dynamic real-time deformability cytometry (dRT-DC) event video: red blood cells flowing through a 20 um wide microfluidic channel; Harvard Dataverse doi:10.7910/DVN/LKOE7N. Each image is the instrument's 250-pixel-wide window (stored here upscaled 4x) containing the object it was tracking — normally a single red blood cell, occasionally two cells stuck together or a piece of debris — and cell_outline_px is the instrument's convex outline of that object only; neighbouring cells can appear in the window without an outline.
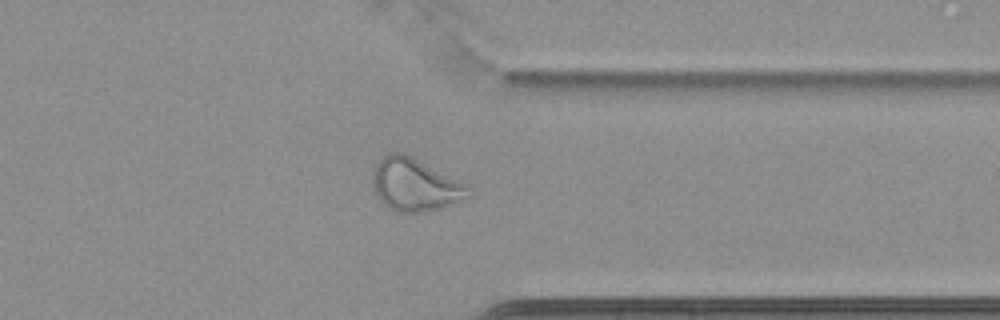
{"species": "common noctule bat (a hibernating species)", "species_latin": "Nyctalus noctula", "temperature_condition": "cold", "stored_images_in_passage": 42, "camera_frame_rate_fps": 3000, "um_per_image_px": 0.085, "animal": {"sex": "female", "body_mass_g": 22.7, "forearm_length_mm": 54.2}, "frame": {"image": 1, "passage_image": 30, "time_ms": 9.667, "image_size_px": [1000, 320], "cell_outline_px": [[472, 196], [452, 204], [440, 208], [420, 212], [396, 212], [388, 208], [372, 192], [372, 172], [376, 164], [388, 152], [404, 152], [468, 184], [472, 188]], "centroid_in_image_um": [35.28, 15.7], "position_along_channel_um": 376.1, "area_um2": 29.94}, "authors_computed_cell_mechanics": {"area_um2": 26.9348, "velocity_mm_per_s": 3.4832, "shape_relaxation_time_tau1_ms": null, "shape_relaxation_time_tau2_ms": 2.8105, "deformation_change_tau1": null, "deformation_change_tau2": 0.1014}}